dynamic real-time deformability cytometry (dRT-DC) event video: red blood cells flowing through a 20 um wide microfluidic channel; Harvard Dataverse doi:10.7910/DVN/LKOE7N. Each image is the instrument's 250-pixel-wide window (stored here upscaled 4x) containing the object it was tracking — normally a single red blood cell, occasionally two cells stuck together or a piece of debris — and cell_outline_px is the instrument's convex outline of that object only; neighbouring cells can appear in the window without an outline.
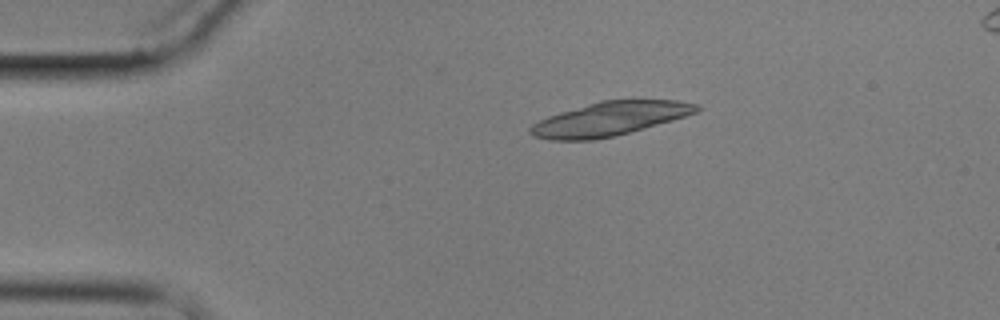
{"species": "common noctule bat (a hibernating species)", "species_latin": "Nyctalus noctula", "temperature_condition": "cold", "stored_images_in_passage": 9, "segment_of_instrument_passage": [1, 2], "camera_frame_rate_fps": 3000, "um_per_image_px": 0.085, "animal": {"sex": "male", "body_mass_g": 17.9}, "frame": {"image": 1, "passage_image": 1, "time_ms": 0.0, "image_size_px": [1000, 320], "cell_outline_px": [[704, 108], [696, 112], [672, 120], [644, 128], [596, 140], [548, 140], [532, 136], [528, 132], [528, 128], [532, 124], [548, 116], [560, 112], [600, 100], [676, 100], [696, 104]], "centroid_in_image_um": [51.78, 10.1], "position_along_channel_um": 33.2, "area_um2": 32.6}}